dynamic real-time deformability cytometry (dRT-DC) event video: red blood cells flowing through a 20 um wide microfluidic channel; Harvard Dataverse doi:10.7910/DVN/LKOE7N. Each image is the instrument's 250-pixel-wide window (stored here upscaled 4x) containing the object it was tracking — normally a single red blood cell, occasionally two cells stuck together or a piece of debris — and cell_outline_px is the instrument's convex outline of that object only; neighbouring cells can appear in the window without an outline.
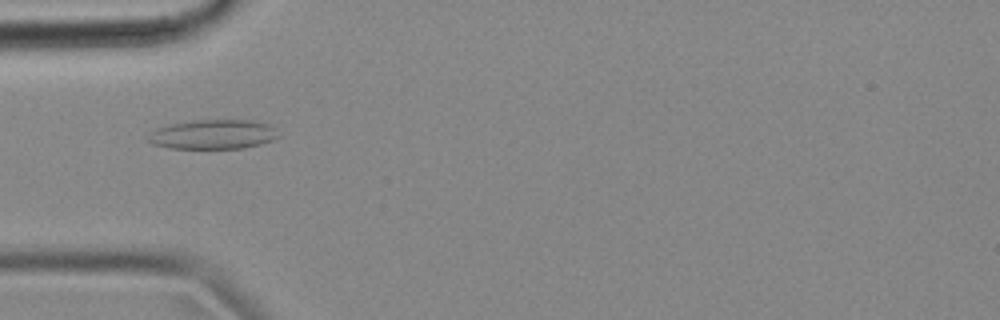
{"species": "common noctule bat (a hibernating species)", "species_latin": "Nyctalus noctula", "temperature_condition": "cold", "stored_images_in_passage": 38, "camera_frame_rate_fps": 3000, "um_per_image_px": 0.085, "animal": {"sex": "female", "body_mass_g": 18.4}, "frame": {"image": 1, "passage_image": 4, "time_ms": 1.0, "image_size_px": [1000, 320], "cell_outline_px": [[280, 136], [272, 140], [260, 144], [244, 148], [168, 148], [152, 144], [144, 140], [156, 128], [172, 124], [192, 120], [252, 120], [268, 124]], "centroid_in_image_um": [18.07, 11.42], "position_along_channel_um": 66.9, "area_um2": 22.31}}
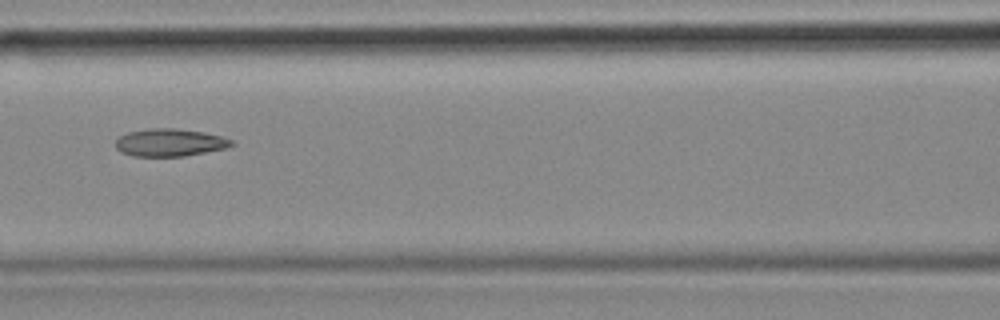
{"frame": {"image": 2, "passage_image": 11, "time_ms": 3.333, "image_size_px": [1000, 320], "cell_outline_px": [[236, 144], [224, 148], [184, 156], [132, 156], [120, 152], [116, 148], [116, 140], [120, 136], [128, 132], [148, 128], [176, 128], [204, 132], [220, 136], [232, 140]], "centroid_in_image_um": [14.4, 12.11], "position_along_channel_um": 152.2, "area_um2": 18.61}}
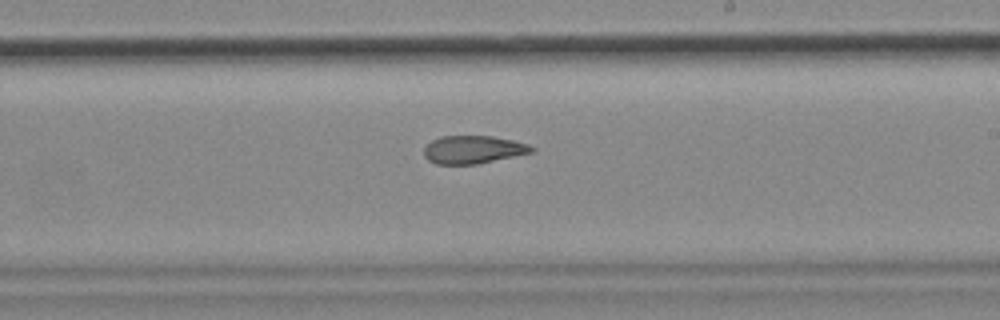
{"frame": {"image": 3, "passage_image": 19, "time_ms": 6.0, "image_size_px": [1000, 320], "cell_outline_px": [[536, 148], [532, 152], [476, 164], [436, 164], [428, 160], [424, 156], [424, 148], [432, 140], [440, 136], [492, 136], [512, 140], [528, 144]], "centroid_in_image_um": [40.19, 12.71], "position_along_channel_um": 248.8, "area_um2": 17.4}, "authors_computed_cell_mechanics": {"area_um2": 18.9295, "velocity_mm_per_s": 3.6469, "shape_relaxation_time_tau1_ms": null, "shape_relaxation_time_tau2_ms": 3.2218, "deformation_change_tau1": null, "deformation_change_tau2": 0.1031}}